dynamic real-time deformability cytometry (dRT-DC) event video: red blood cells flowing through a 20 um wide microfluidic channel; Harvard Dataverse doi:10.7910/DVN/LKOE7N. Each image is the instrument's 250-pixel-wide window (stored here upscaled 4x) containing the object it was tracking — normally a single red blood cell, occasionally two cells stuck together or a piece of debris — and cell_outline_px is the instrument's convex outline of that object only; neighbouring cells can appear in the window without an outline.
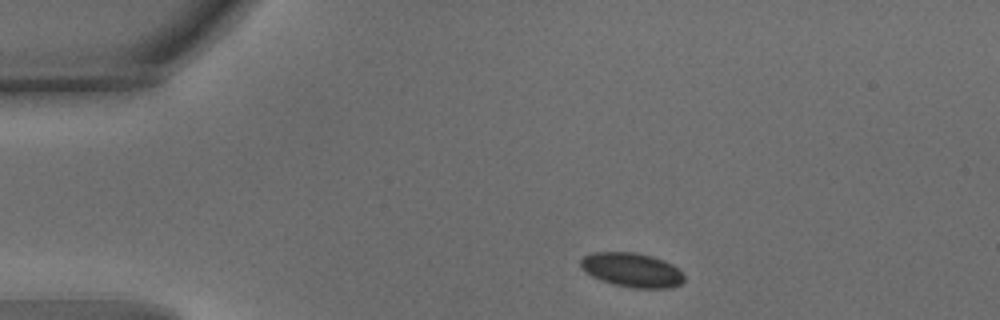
{"species": "common noctule bat (a hibernating species)", "species_latin": "Nyctalus noctula", "temperature_condition": "warm", "stored_images_in_passage": 23, "camera_frame_rate_fps": 3000, "um_per_image_px": 0.085, "animal": {"sex": "male", "body_mass_g": 15.6}, "frame": {"image": 1, "passage_image": 1, "time_ms": 0.0, "image_size_px": [1000, 320], "cell_outline_px": [[684, 280], [680, 284], [672, 288], [632, 288], [612, 284], [592, 276], [580, 268], [580, 260], [584, 256], [592, 252], [632, 252], [652, 256], [664, 260], [672, 264], [684, 276]], "centroid_in_image_um": [53.69, 22.95], "position_along_channel_um": 31.3, "area_um2": 20.69}}
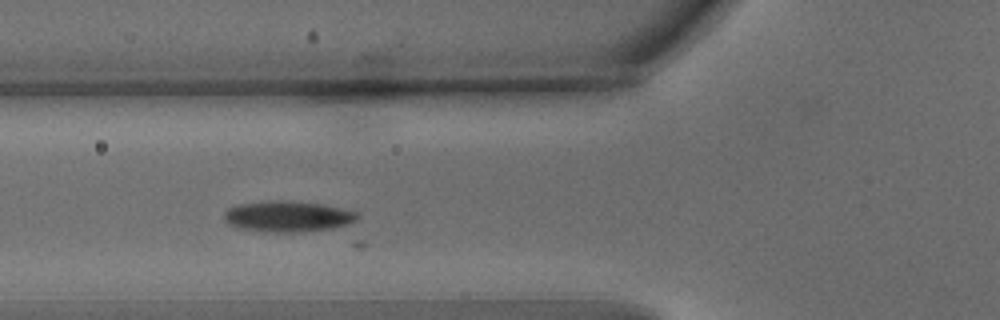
{"frame": {"image": 2, "passage_image": 11, "time_ms": 3.333, "image_size_px": [1000, 320], "cell_outline_px": [[360, 216], [356, 220], [348, 224], [332, 228], [300, 232], [264, 232], [236, 228], [228, 224], [224, 220], [224, 212], [228, 208], [240, 204], [276, 200], [320, 204], [356, 212]], "centroid_in_image_um": [24.4, 18.42], "position_along_channel_um": 101.4, "area_um2": 23.81}}
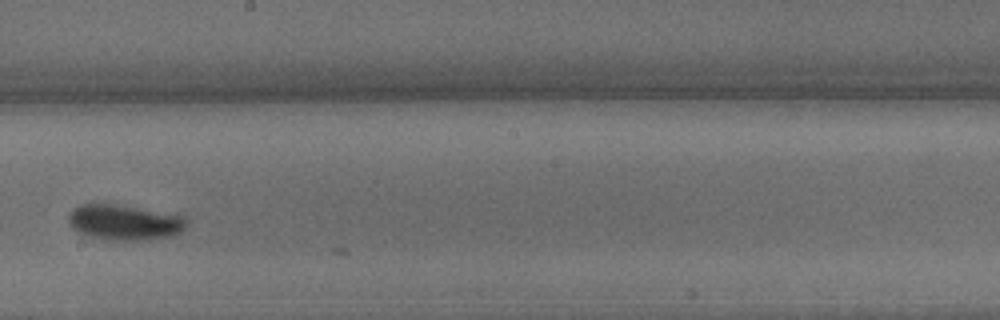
{"frame": {"image": 3, "passage_image": 22, "time_ms": 7.0, "image_size_px": [1000, 320], "cell_outline_px": [[188, 224], [180, 232], [172, 236], [148, 240], [112, 240], [88, 236], [80, 232], [68, 224], [68, 216], [72, 208], [80, 204], [112, 204], [184, 216], [188, 220]], "centroid_in_image_um": [10.57, 18.91], "position_along_channel_um": 237.6, "area_um2": 24.22}}